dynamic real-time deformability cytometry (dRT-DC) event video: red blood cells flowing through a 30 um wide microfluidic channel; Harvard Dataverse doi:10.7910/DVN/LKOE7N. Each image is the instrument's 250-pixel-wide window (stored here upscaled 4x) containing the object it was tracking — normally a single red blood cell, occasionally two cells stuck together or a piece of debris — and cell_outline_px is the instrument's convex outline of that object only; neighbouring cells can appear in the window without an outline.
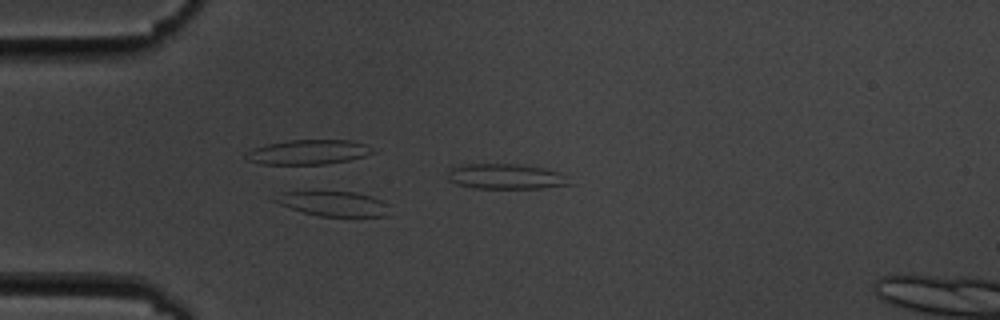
{"species": "common noctule bat (a hibernating species)", "species_latin": "Nyctalus noctula", "temperature_condition": "cold", "stored_images_in_passage": 6, "camera_frame_rate_fps": 3000, "um_per_image_px": 0.085, "animal": {"sex": "male", "body_mass_g": 19.5, "forearm_length_mm": 54.6}, "frame": {"image": 1, "passage_image": 4, "time_ms": 4.0, "image_size_px": [1000, 320], "cell_outline_px": [[392, 204], [388, 216], [320, 216], [304, 212], [280, 204], [272, 200], [280, 192], [316, 188], [356, 192], [372, 196], [384, 200]], "centroid_in_image_um": [28.37, 17.24], "position_along_channel_um": 56.6, "area_um2": 17.74}}
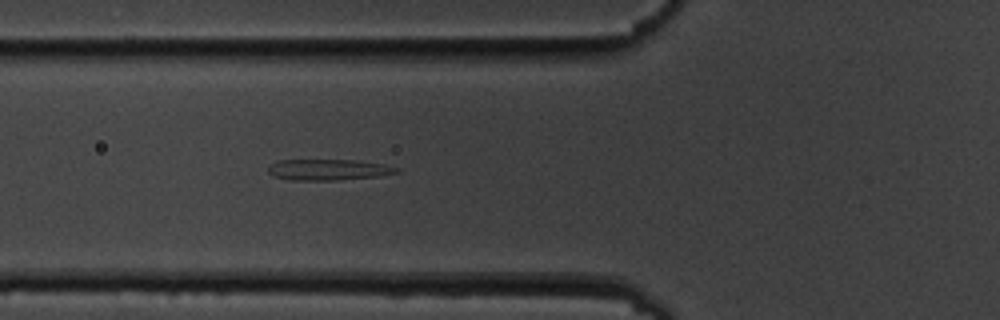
{"frame": {"image": 2, "passage_image": 6, "time_ms": 6.333, "image_size_px": [1000, 320], "cell_outline_px": [[400, 172], [380, 176], [336, 180], [292, 180], [272, 176], [268, 172], [268, 168], [276, 160], [352, 160], [384, 164], [400, 168]], "centroid_in_image_um": [27.92, 14.42], "position_along_channel_um": 97.9, "area_um2": 15.72}}